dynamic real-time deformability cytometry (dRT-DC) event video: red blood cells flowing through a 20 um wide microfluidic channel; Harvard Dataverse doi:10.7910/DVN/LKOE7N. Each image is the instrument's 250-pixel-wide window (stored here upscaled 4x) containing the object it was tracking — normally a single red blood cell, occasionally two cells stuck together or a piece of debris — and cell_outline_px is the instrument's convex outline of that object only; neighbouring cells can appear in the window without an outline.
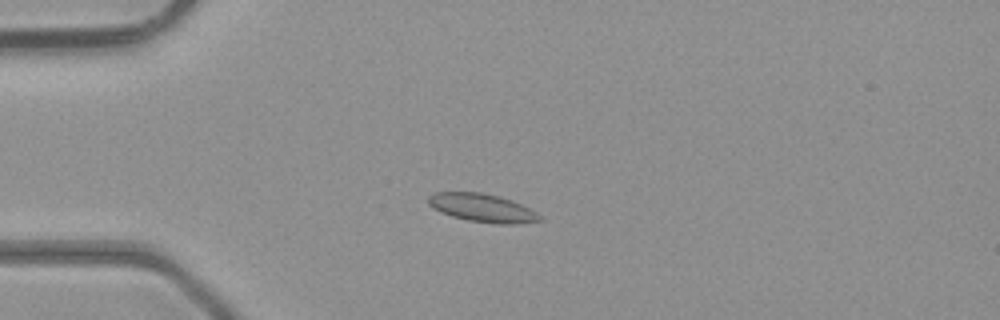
{"species": "common noctule bat (a hibernating species)", "species_latin": "Nyctalus noctula", "temperature_condition": "room temperature", "stored_images_in_passage": 46, "camera_frame_rate_fps": 3000, "um_per_image_px": 0.085, "animal": {"sex": "male", "body_mass_g": 23.1, "forearm_length_mm": 52.7}, "frame": {"image": 1, "passage_image": 11, "time_ms": 3.333, "image_size_px": [1000, 320], "cell_outline_px": [[544, 220], [516, 224], [496, 224], [468, 220], [452, 216], [440, 212], [432, 208], [428, 204], [428, 196], [432, 192], [480, 192], [500, 196], [512, 200], [536, 212]], "centroid_in_image_um": [40.97, 17.67], "position_along_channel_um": 44.0, "area_um2": 18.44}}
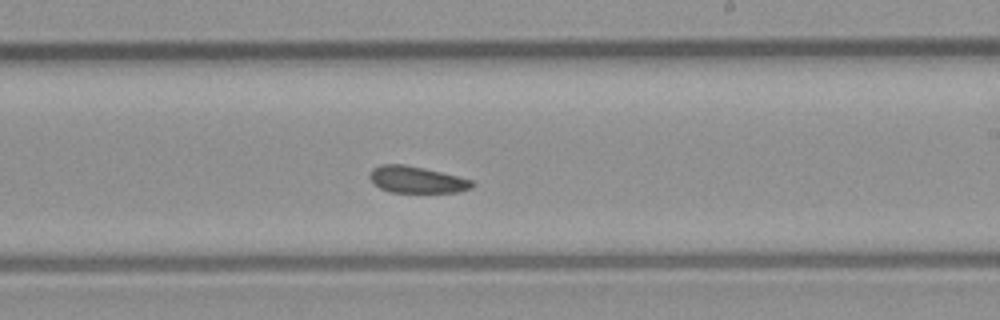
{"frame": {"image": 2, "passage_image": 27, "time_ms": 8.667, "image_size_px": [1000, 320], "cell_outline_px": [[476, 184], [472, 188], [456, 192], [392, 192], [380, 188], [368, 176], [372, 168], [380, 164], [404, 164], [424, 168], [472, 180]], "centroid_in_image_um": [35.41, 15.26], "position_along_channel_um": 253.6, "area_um2": 15.78}}
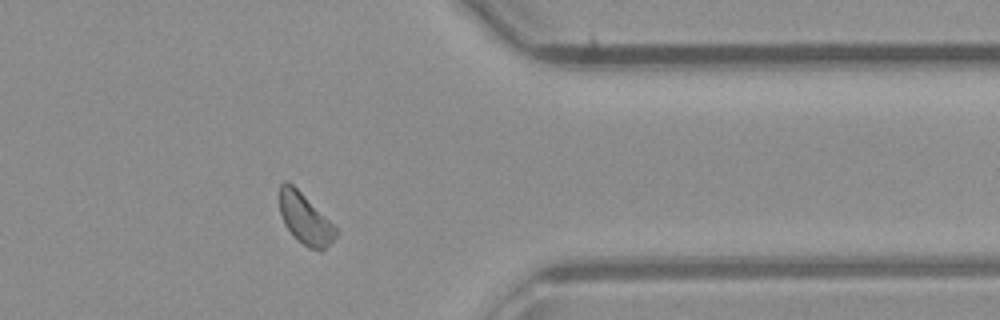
{"frame": {"image": 3, "passage_image": 37, "time_ms": 12.0, "image_size_px": [1000, 320], "cell_outline_px": [[336, 236], [320, 252], [308, 248], [284, 224], [280, 212], [280, 184], [284, 180], [288, 180], [336, 228]], "centroid_in_image_um": [25.9, 18.59], "position_along_channel_um": 385.5, "area_um2": 15.9}, "authors_computed_cell_mechanics": {"area_um2": 16.8776, "velocity_mm_per_s": 4.369, "shape_relaxation_time_tau1_ms": null, "shape_relaxation_time_tau2_ms": 7.2898, "deformation_change_tau1": null, "deformation_change_tau2": 0.0942}}